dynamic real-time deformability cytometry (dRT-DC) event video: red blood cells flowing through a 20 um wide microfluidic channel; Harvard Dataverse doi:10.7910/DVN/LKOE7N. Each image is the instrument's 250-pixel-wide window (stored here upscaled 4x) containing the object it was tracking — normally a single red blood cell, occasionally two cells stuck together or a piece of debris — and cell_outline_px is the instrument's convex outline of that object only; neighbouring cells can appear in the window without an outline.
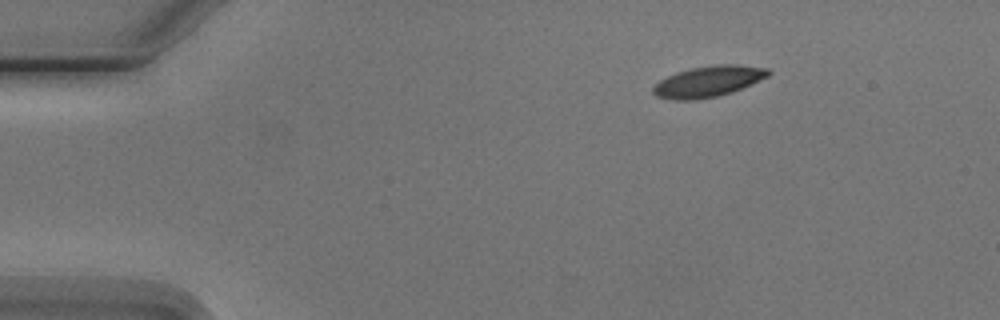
{"species": "Egyptian fruit bat (a non-hibernating species)", "species_latin": "Rousettus aegyptiacus", "temperature_condition": "cold", "stored_images_in_passage": 3, "camera_frame_rate_fps": 3000, "um_per_image_px": 0.085, "animal": {"sex": "male"}, "frame": {"image": 1, "passage_image": 1, "time_ms": 0.0, "image_size_px": [1000, 320], "cell_outline_px": [[772, 72], [768, 76], [732, 92], [716, 96], [696, 100], [672, 100], [656, 96], [652, 92], [652, 88], [660, 80], [676, 72], [692, 68], [716, 64], [736, 64], [768, 68]], "centroid_in_image_um": [60.19, 6.92], "position_along_channel_um": 24.8, "area_um2": 20.69}}